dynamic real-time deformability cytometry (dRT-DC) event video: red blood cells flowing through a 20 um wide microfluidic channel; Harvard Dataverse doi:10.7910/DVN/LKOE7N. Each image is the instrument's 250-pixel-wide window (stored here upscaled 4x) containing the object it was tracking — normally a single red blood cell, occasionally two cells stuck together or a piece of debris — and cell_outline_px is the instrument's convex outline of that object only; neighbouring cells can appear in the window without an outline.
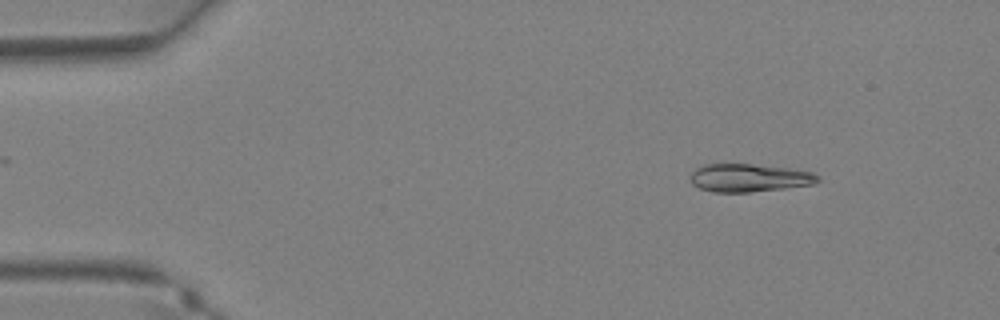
{"species": "Egyptian fruit bat (a non-hibernating species)", "species_latin": "Rousettus aegyptiacus", "temperature_condition": "warm", "stored_images_in_passage": 36, "camera_frame_rate_fps": 3000, "um_per_image_px": 0.085, "animal": {"sex": "female"}, "frame": {"image": 1, "passage_image": 4, "time_ms": 1.0, "image_size_px": [1000, 320], "cell_outline_px": [[820, 180], [812, 184], [784, 188], [748, 192], [712, 192], [700, 188], [692, 184], [692, 172], [696, 168], [704, 164], [752, 164], [788, 168], [812, 172], [820, 176]], "centroid_in_image_um": [63.68, 15.11], "position_along_channel_um": 21.3, "area_um2": 20.63}}
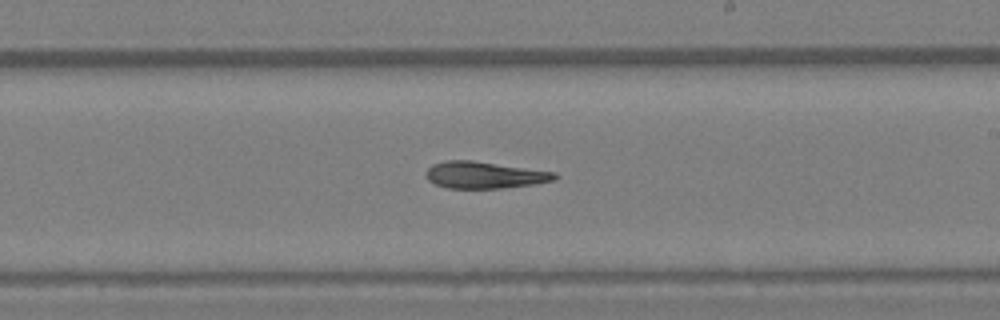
{"frame": {"image": 2, "passage_image": 21, "time_ms": 6.667, "image_size_px": [1000, 320], "cell_outline_px": [[560, 176], [556, 180], [532, 184], [500, 188], [448, 188], [436, 184], [428, 180], [424, 172], [432, 164], [444, 160], [472, 160], [556, 172]], "centroid_in_image_um": [41.17, 14.86], "position_along_channel_um": 247.8, "area_um2": 20.17}}
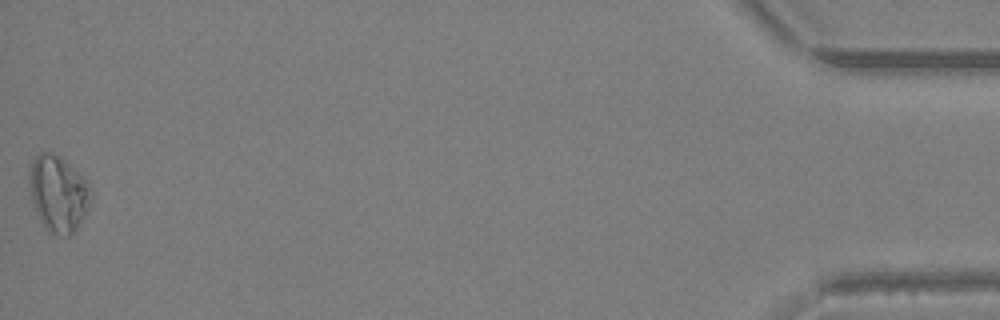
{"frame": {"image": 3, "passage_image": 36, "time_ms": 11.667, "image_size_px": [1000, 320], "cell_outline_px": [[88, 204], [76, 228], [68, 236], [56, 236], [48, 232], [36, 216], [32, 200], [28, 180], [28, 176], [32, 160], [40, 152], [52, 152], [60, 156], [88, 184]], "centroid_in_image_um": [4.85, 16.46], "position_along_channel_um": 430.3, "area_um2": 26.7}}